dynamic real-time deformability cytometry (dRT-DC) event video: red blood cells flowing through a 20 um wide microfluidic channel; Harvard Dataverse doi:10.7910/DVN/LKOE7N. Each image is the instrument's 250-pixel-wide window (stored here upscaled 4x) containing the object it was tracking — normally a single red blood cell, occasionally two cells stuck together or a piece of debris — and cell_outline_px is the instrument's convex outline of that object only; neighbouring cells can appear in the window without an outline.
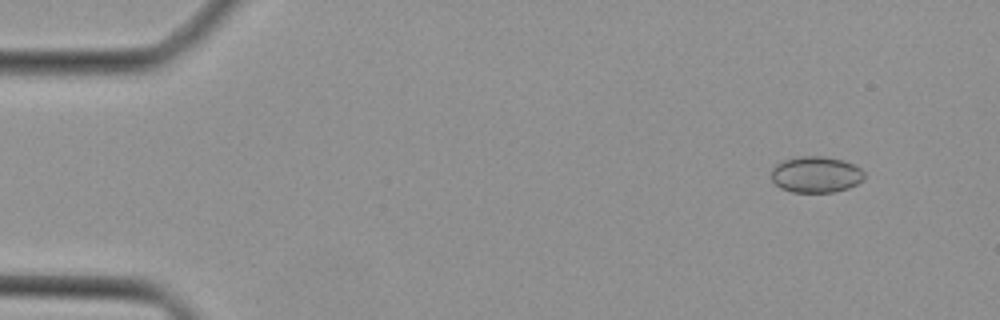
{"species": "Egyptian fruit bat (a non-hibernating species)", "species_latin": "Rousettus aegyptiacus", "temperature_condition": "cold", "stored_images_in_passage": 43, "camera_frame_rate_fps": 3000, "um_per_image_px": 0.085, "animal": {"sex": "female"}, "frame": {"image": 1, "passage_image": 3, "time_ms": 0.667, "image_size_px": [1000, 320], "cell_outline_px": [[864, 176], [856, 184], [848, 188], [832, 192], [792, 192], [780, 188], [772, 180], [772, 168], [776, 164], [784, 160], [800, 156], [820, 156], [844, 160], [860, 168], [864, 172]], "centroid_in_image_um": [69.33, 14.83], "position_along_channel_um": 15.7, "area_um2": 19.48}}
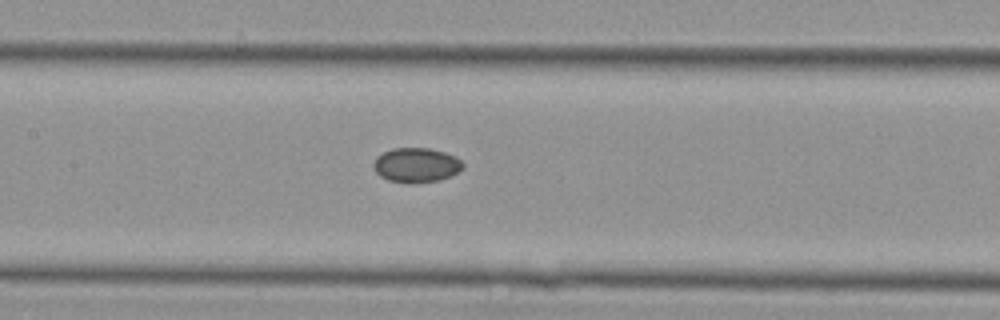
{"frame": {"image": 2, "passage_image": 20, "time_ms": 6.333, "image_size_px": [1000, 320], "cell_outline_px": [[464, 168], [440, 180], [388, 180], [380, 176], [376, 172], [372, 164], [376, 156], [392, 148], [428, 148], [444, 152], [456, 156], [464, 164]], "centroid_in_image_um": [35.37, 13.97], "position_along_channel_um": 172.0, "area_um2": 17.34}}
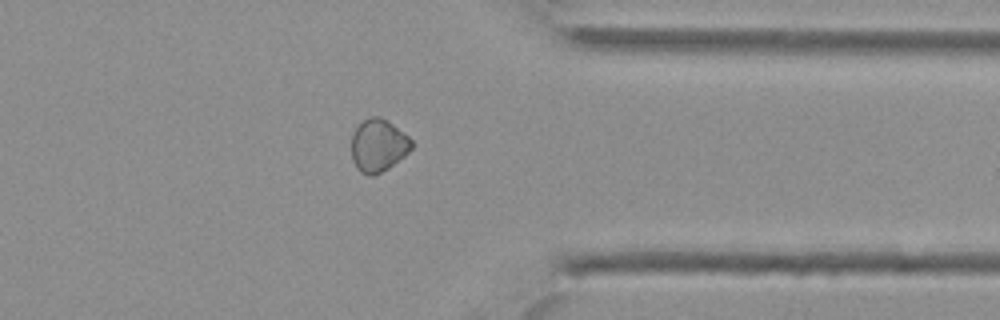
{"frame": {"image": 3, "passage_image": 34, "time_ms": 11.0, "image_size_px": [1000, 320], "cell_outline_px": [[412, 148], [404, 156], [388, 168], [372, 176], [368, 176], [360, 172], [356, 168], [352, 160], [352, 132], [368, 116], [380, 116], [388, 120], [408, 136], [412, 140]], "centroid_in_image_um": [32.14, 12.36], "position_along_channel_um": 379.3, "area_um2": 18.5}}